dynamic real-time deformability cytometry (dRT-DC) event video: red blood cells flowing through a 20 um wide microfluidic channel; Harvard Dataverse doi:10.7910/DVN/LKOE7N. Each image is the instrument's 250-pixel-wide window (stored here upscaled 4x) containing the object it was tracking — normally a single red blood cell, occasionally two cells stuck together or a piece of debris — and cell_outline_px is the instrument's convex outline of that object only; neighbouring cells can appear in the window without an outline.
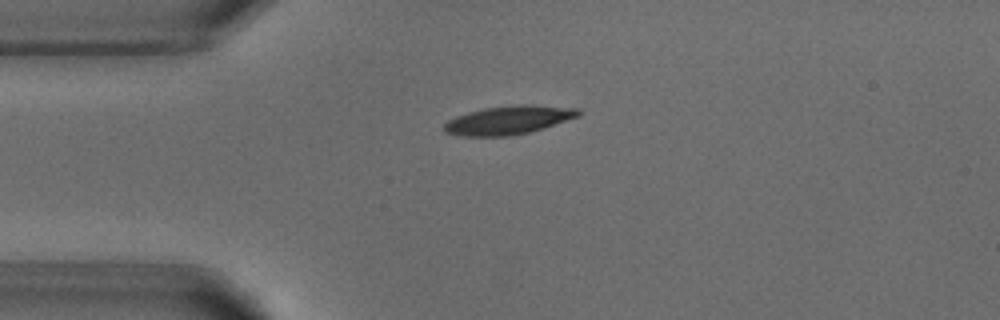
{"species": "common noctule bat (a hibernating species)", "species_latin": "Nyctalus noctula", "temperature_condition": "warm", "stored_images_in_passage": 1, "camera_frame_rate_fps": 3000, "um_per_image_px": 0.085, "animal": {"sex": "male", "body_mass_g": 18.8}, "frame": {"image": 1, "passage_image": 1, "time_ms": 0.0, "image_size_px": [1000, 320], "cell_outline_px": [[580, 116], [528, 132], [508, 136], [464, 136], [444, 132], [444, 124], [448, 120], [456, 116], [468, 112], [484, 108], [520, 104], [524, 104], [580, 108]], "centroid_in_image_um": [43.21, 10.2], "position_along_channel_um": 41.8, "area_um2": 22.14}}